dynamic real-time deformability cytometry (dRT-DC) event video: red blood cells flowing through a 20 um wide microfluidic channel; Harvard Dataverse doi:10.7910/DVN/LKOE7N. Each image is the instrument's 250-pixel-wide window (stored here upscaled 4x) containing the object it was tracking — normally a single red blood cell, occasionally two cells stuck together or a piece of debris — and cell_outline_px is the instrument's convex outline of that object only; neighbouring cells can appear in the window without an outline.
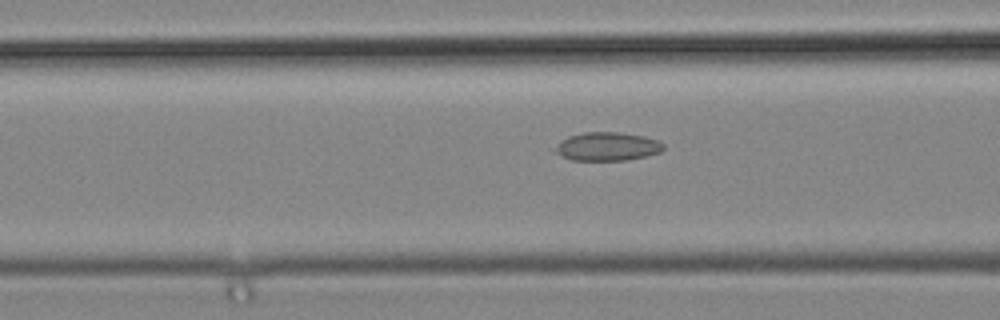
{"species": "common noctule bat (a hibernating species)", "species_latin": "Nyctalus noctula", "temperature_condition": "cold", "stored_images_in_passage": 27, "camera_frame_rate_fps": 3000, "um_per_image_px": 0.085, "animal": {"sex": "male", "body_mass_g": 19.2, "forearm_length_mm": 51.8}, "frame": {"image": 1, "passage_image": 13, "time_ms": 4.0, "image_size_px": [1000, 320], "cell_outline_px": [[664, 148], [660, 152], [648, 156], [628, 160], [572, 160], [552, 152], [560, 140], [568, 136], [584, 132], [616, 132], [644, 136], [656, 140], [664, 144]], "centroid_in_image_um": [51.59, 12.45], "position_along_channel_um": 115.0, "area_um2": 18.09}}
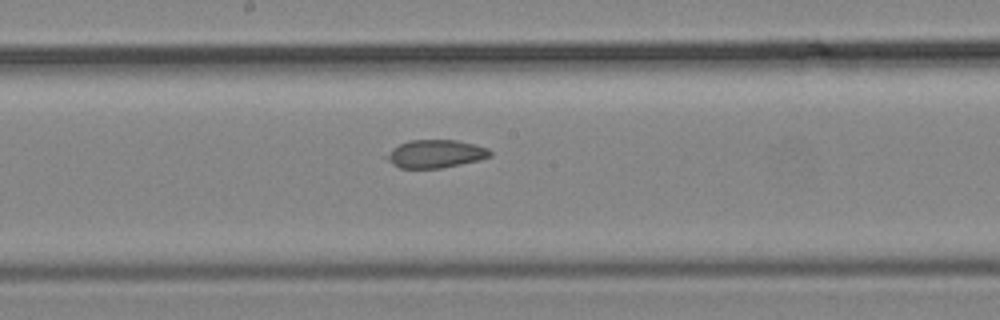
{"frame": {"image": 2, "passage_image": 20, "time_ms": 6.333, "image_size_px": [1000, 320], "cell_outline_px": [[492, 156], [480, 160], [440, 168], [400, 168], [392, 164], [384, 156], [392, 148], [408, 140], [456, 140], [488, 148], [492, 152]], "centroid_in_image_um": [37.01, 13.07], "position_along_channel_um": 211.2, "area_um2": 16.88}}
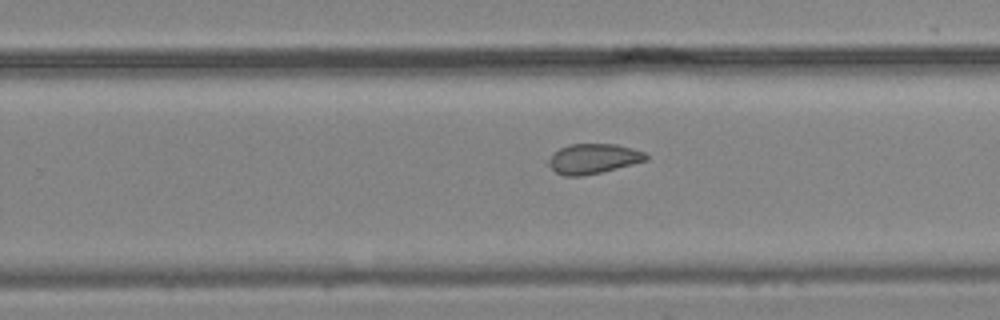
{"frame": {"image": 3, "passage_image": 25, "time_ms": 8.0, "image_size_px": [1000, 320], "cell_outline_px": [[648, 160], [600, 172], [580, 176], [564, 176], [556, 172], [548, 164], [548, 160], [552, 152], [568, 144], [616, 144], [632, 148], [644, 152], [648, 156]], "centroid_in_image_um": [50.4, 13.48], "position_along_channel_um": 279.4, "area_um2": 16.94}}